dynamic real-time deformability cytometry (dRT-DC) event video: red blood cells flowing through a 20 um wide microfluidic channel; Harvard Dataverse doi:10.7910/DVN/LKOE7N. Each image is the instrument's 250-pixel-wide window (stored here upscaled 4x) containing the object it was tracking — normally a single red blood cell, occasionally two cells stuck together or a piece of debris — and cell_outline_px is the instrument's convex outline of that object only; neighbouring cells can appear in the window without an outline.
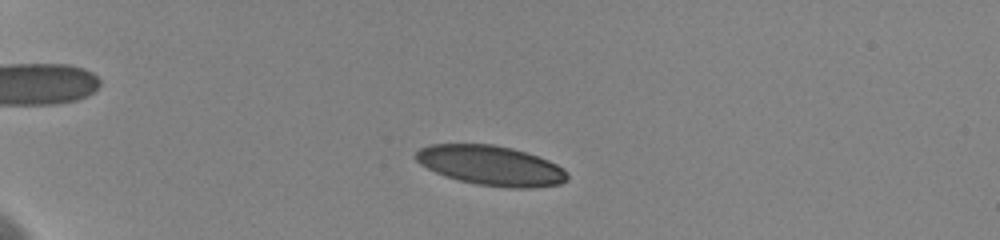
{"species": "human", "species_latin": "Homo sapiens", "temperature_condition": "cold", "stored_images_in_passage": 87, "camera_frame_rate_fps": 3000, "um_per_image_px": 0.085, "donor": {"sex": "female"}, "frame": {"image": 1, "passage_image": 19, "time_ms": 3.0, "image_size_px": [1000, 240], "cell_outline_px": [[568, 180], [560, 184], [536, 188], [512, 188], [476, 184], [444, 176], [420, 164], [412, 156], [420, 148], [428, 144], [492, 144], [512, 148], [548, 160], [564, 168], [568, 172]], "centroid_in_image_um": [41.73, 14.07], "position_along_channel_um": 43.3, "area_um2": 35.26}}
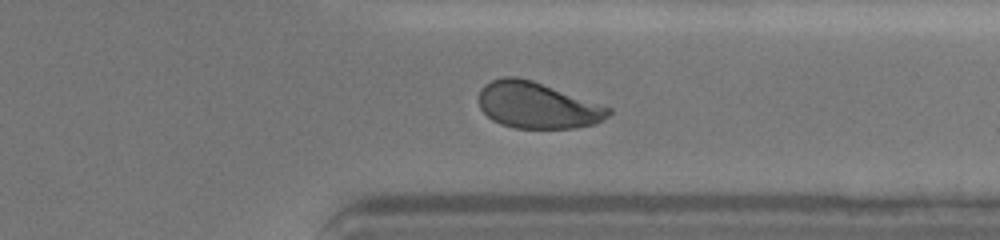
{"frame": {"image": 2, "passage_image": 77, "time_ms": 13.667, "image_size_px": [1000, 240], "cell_outline_px": [[612, 112], [604, 120], [596, 124], [576, 128], [516, 128], [500, 124], [492, 120], [480, 108], [476, 100], [480, 88], [484, 84], [492, 80], [504, 76], [516, 76], [532, 80], [612, 108]], "centroid_in_image_um": [45.64, 8.95], "position_along_channel_um": 365.8, "area_um2": 35.32}}
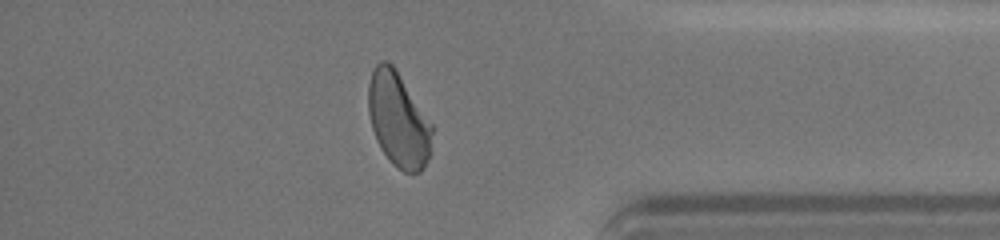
{"frame": {"image": 3, "passage_image": 81, "time_ms": 15.0, "image_size_px": [1000, 240], "cell_outline_px": [[432, 152], [424, 168], [420, 172], [404, 172], [396, 168], [388, 160], [380, 148], [376, 140], [372, 128], [368, 112], [368, 84], [372, 72], [376, 64], [380, 60], [388, 60], [392, 64], [432, 124]], "centroid_in_image_um": [33.85, 10.21], "position_along_channel_um": 401.3, "area_um2": 35.32}, "authors_computed_cell_mechanics": {"area_um2": 35.6048, "velocity_mm_per_s": 3.5887, "shape_relaxation_time_tau1_ms": 3.6279, "shape_relaxation_time_tau2_ms": 1.1178, "deformation_change_tau1": 0.1355, "deformation_change_tau2": 0.0621}}